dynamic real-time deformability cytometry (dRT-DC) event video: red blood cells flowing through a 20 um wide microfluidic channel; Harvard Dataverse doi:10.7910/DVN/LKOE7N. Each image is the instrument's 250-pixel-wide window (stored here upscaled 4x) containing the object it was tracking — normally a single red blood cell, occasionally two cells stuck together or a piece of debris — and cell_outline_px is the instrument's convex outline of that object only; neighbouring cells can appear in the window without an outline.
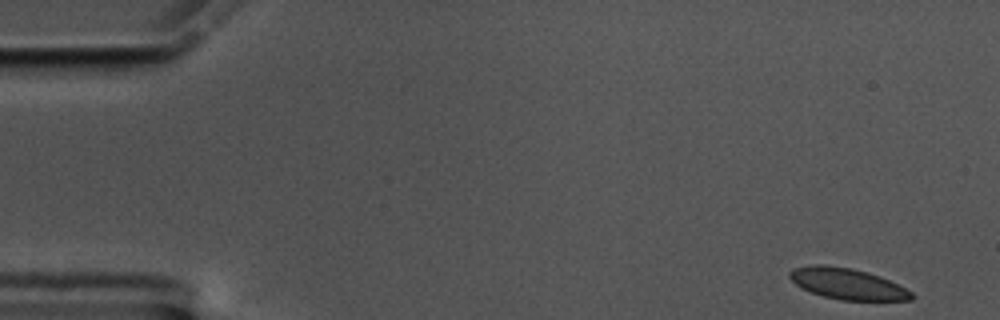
{"species": "common noctule bat (a hibernating species)", "species_latin": "Nyctalus noctula", "temperature_condition": "cold", "stored_images_in_passage": 55, "camera_frame_rate_fps": 3000, "um_per_image_px": 0.085, "animal": {"sex": "male", "body_mass_g": 17.5, "forearm_length_mm": 52.3}, "frame": {"image": 1, "passage_image": 1, "time_ms": 0.0, "image_size_px": [1000, 320], "cell_outline_px": [[916, 296], [912, 300], [840, 300], [824, 296], [800, 288], [788, 276], [788, 272], [792, 268], [812, 264], [824, 264], [852, 268], [868, 272], [880, 276], [912, 292]], "centroid_in_image_um": [71.99, 24.11], "position_along_channel_um": 13.0, "area_um2": 22.14}}
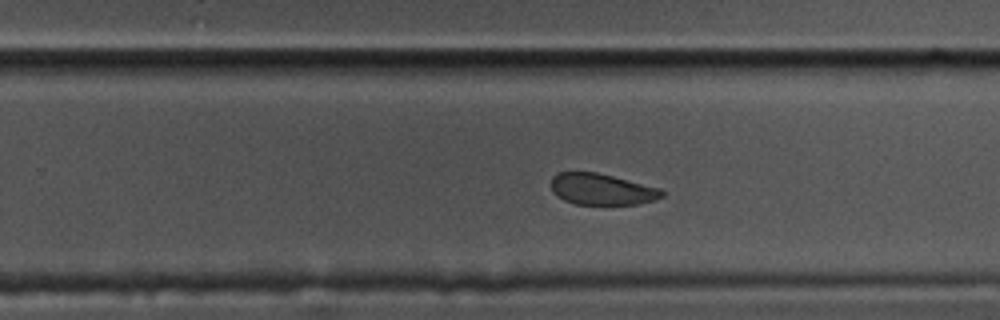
{"frame": {"image": 2, "passage_image": 34, "time_ms": 11.0, "image_size_px": [1000, 320], "cell_outline_px": [[664, 196], [652, 200], [636, 204], [576, 204], [564, 200], [556, 196], [552, 192], [552, 176], [556, 172], [596, 172], [660, 188], [664, 192]], "centroid_in_image_um": [51.11, 16.08], "position_along_channel_um": 278.7, "area_um2": 20.06}}
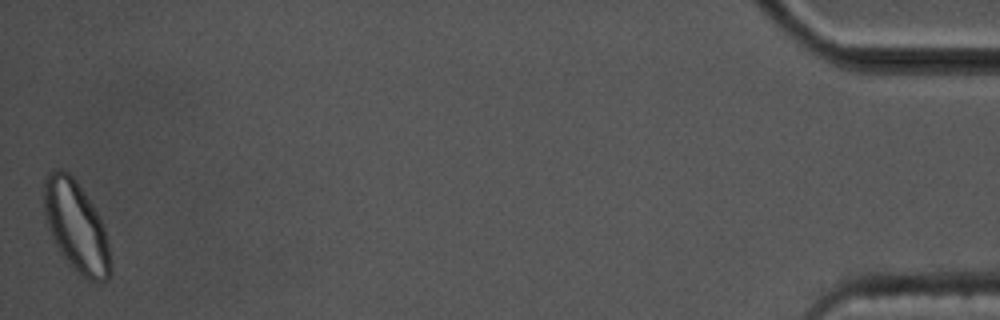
{"frame": {"image": 3, "passage_image": 55, "time_ms": 18.0, "image_size_px": [1000, 320], "cell_outline_px": [[112, 272], [108, 280], [88, 280], [72, 268], [60, 252], [48, 228], [44, 212], [44, 180], [52, 172], [60, 168], [68, 172], [76, 180], [92, 204], [104, 228], [108, 244], [112, 264]], "centroid_in_image_um": [6.48, 19.28], "position_along_channel_um": 428.7, "area_um2": 34.74}, "authors_computed_cell_mechanics": {"area_um2": 22.5998, "velocity_mm_per_s": 3.4851, "shape_relaxation_time_tau1_ms": 3.3025, "shape_relaxation_time_tau2_ms": 1.4318, "deformation_change_tau1": 0.0865, "deformation_change_tau2": 0.0526}}